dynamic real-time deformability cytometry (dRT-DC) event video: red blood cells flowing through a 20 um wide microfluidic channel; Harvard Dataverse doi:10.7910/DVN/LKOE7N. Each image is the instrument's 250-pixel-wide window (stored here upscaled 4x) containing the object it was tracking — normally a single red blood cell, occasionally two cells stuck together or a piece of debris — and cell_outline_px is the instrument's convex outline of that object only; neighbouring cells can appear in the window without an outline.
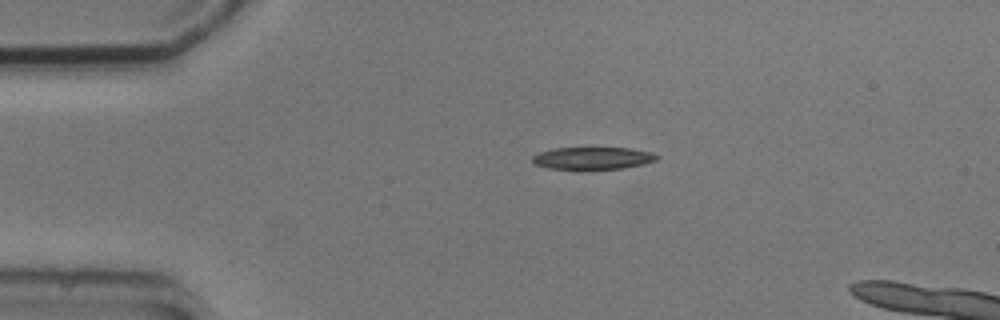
{"species": "common noctule bat (a hibernating species)", "species_latin": "Nyctalus noctula", "temperature_condition": "cold", "stored_images_in_passage": 4, "camera_frame_rate_fps": 3000, "um_per_image_px": 0.085, "animal": {"sex": "male", "body_mass_g": 20.5, "forearm_length_mm": 52.5}, "frame": {"image": 1, "passage_image": 2, "time_ms": 1.0, "image_size_px": [1000, 320], "cell_outline_px": [[660, 156], [656, 160], [644, 164], [624, 168], [548, 168], [532, 164], [532, 156], [540, 152], [556, 148], [628, 148], [652, 152]], "centroid_in_image_um": [50.39, 13.43], "position_along_channel_um": 34.6, "area_um2": 15.9}}